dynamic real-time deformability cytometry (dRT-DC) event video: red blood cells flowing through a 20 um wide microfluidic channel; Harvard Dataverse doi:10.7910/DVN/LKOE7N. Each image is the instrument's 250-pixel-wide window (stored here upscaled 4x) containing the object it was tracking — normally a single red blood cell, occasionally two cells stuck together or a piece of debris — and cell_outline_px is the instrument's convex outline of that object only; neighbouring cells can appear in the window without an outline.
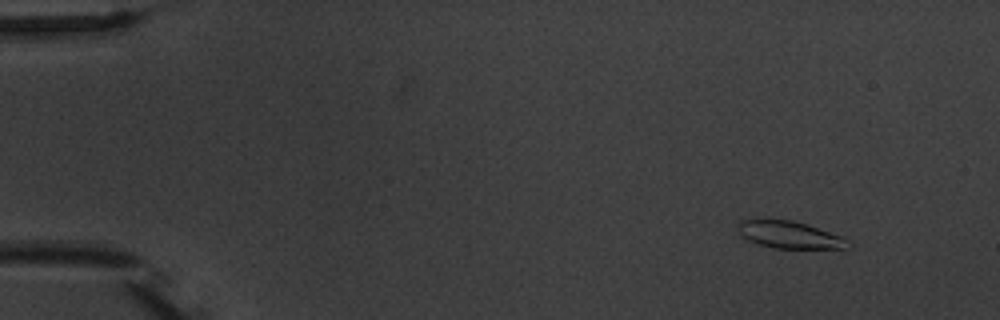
{"species": "common noctule bat (a hibernating species)", "species_latin": "Nyctalus noctula", "temperature_condition": "warm", "stored_images_in_passage": 9, "camera_frame_rate_fps": 3000, "um_per_image_px": 0.085, "animal": {"sex": "male", "body_mass_g": 20.1, "forearm_length_mm": 53.5}, "frame": {"image": 1, "passage_image": 2, "time_ms": 1.333, "image_size_px": [1000, 320], "cell_outline_px": [[848, 248], [772, 248], [748, 240], [740, 236], [736, 228], [740, 220], [792, 220], [808, 224], [840, 236], [848, 240]], "centroid_in_image_um": [67.05, 19.95], "position_along_channel_um": 17.9, "area_um2": 17.22}}
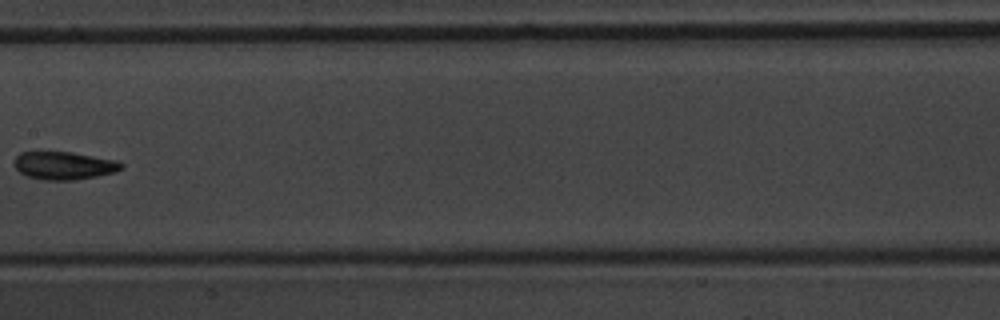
{"frame": {"image": 2, "passage_image": 8, "time_ms": 9.333, "image_size_px": [1000, 320], "cell_outline_px": [[124, 168], [116, 172], [76, 180], [44, 180], [24, 176], [12, 164], [12, 160], [20, 152], [72, 152], [120, 160], [124, 164]], "centroid_in_image_um": [5.45, 14.07], "position_along_channel_um": 201.9, "area_um2": 17.86}}
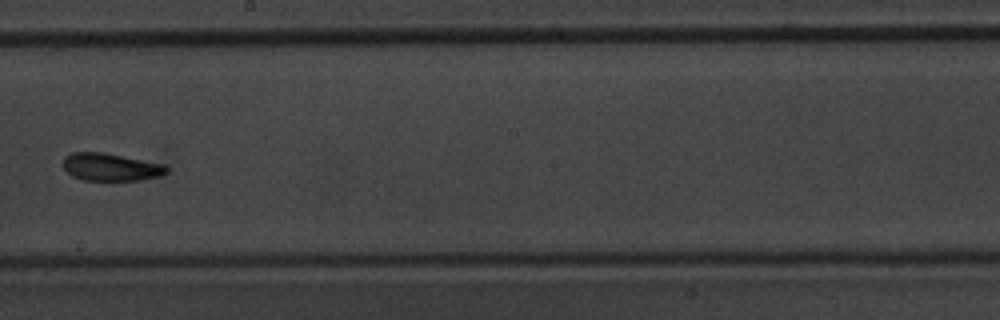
{"frame": {"image": 3, "passage_image": 9, "time_ms": 10.333, "image_size_px": [1000, 320], "cell_outline_px": [[168, 172], [160, 176], [140, 180], [84, 180], [72, 176], [64, 168], [64, 156], [72, 152], [104, 152], [164, 164], [168, 168]], "centroid_in_image_um": [9.42, 14.19], "position_along_channel_um": 238.8, "area_um2": 16.65}}